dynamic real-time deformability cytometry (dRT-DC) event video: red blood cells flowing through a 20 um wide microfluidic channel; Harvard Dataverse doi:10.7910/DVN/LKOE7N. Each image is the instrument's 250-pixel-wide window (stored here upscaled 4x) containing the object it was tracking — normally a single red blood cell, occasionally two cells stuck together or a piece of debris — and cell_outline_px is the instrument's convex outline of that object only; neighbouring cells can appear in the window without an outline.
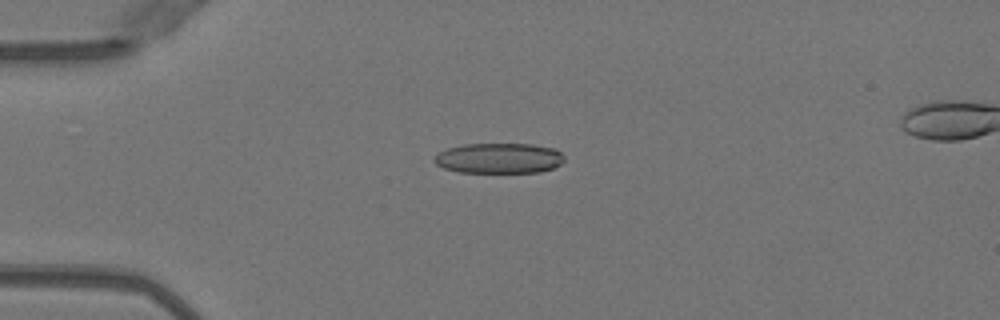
{"species": "Egyptian fruit bat (a non-hibernating species)", "species_latin": "Rousettus aegyptiacus", "temperature_condition": "warm", "stored_images_in_passage": 26, "camera_frame_rate_fps": 3000, "um_per_image_px": 0.085, "animal": {"sex": "female"}, "frame": {"image": 1, "passage_image": 1, "time_ms": 0.0, "image_size_px": [1000, 320], "cell_outline_px": [[564, 160], [560, 164], [552, 168], [540, 172], [460, 172], [444, 168], [436, 164], [432, 160], [440, 152], [448, 148], [464, 144], [532, 144], [556, 148], [564, 156]], "centroid_in_image_um": [42.44, 13.44], "position_along_channel_um": 42.6, "area_um2": 22.95}}
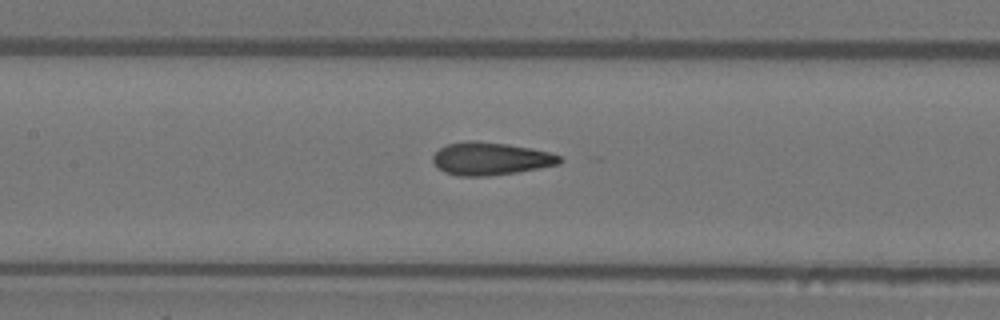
{"frame": {"image": 2, "passage_image": 12, "time_ms": 3.667, "image_size_px": [1000, 320], "cell_outline_px": [[564, 160], [560, 164], [516, 172], [488, 176], [456, 176], [444, 172], [432, 160], [432, 156], [440, 148], [448, 144], [468, 140], [476, 140], [508, 144], [548, 152], [560, 156]], "centroid_in_image_um": [41.69, 13.49], "position_along_channel_um": 165.7, "area_um2": 24.1}}
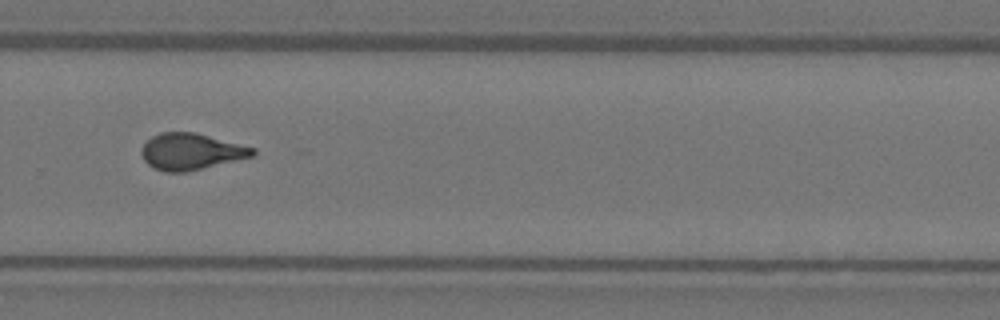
{"frame": {"image": 3, "passage_image": 23, "time_ms": 7.333, "image_size_px": [1000, 320], "cell_outline_px": [[256, 156], [188, 172], [164, 172], [152, 168], [144, 160], [140, 152], [140, 148], [152, 136], [160, 132], [196, 132], [256, 148]], "centroid_in_image_um": [16.25, 12.89], "position_along_channel_um": 313.5, "area_um2": 24.04}, "authors_computed_cell_mechanics": {"area_um2": 23.698, "velocity_mm_per_s": 4.0612, "shape_relaxation_time_tau1_ms": null, "shape_relaxation_time_tau2_ms": 1.0619, "deformation_change_tau1": null, "deformation_change_tau2": 0.0894}}